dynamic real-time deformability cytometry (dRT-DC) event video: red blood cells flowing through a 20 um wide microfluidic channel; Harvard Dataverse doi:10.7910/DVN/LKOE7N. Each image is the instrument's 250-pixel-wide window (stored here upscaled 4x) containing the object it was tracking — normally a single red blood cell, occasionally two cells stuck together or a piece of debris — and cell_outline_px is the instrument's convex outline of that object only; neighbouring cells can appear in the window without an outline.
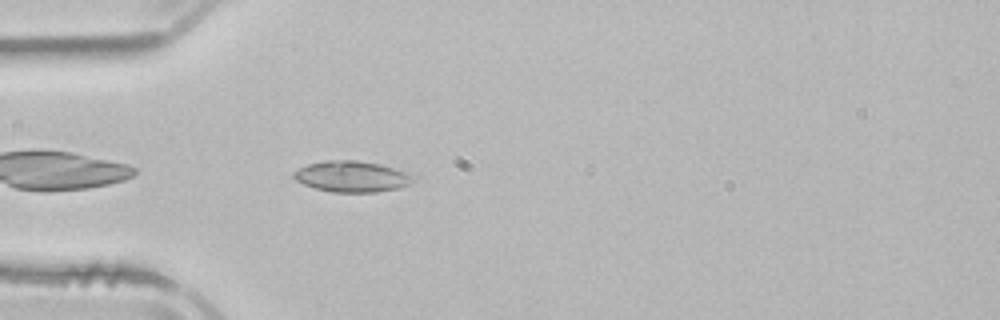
{"species": "common noctule bat (a hibernating species)", "species_latin": "Nyctalus noctula", "temperature_condition": "room temperature", "stored_images_in_passage": 4, "camera_frame_rate_fps": 3000, "um_per_image_px": 0.085, "animal": {"sex": "male", "body_mass_g": 21.5, "forearm_length_mm": 52.0}, "frame": {"image": 1, "passage_image": 4, "time_ms": 4.0, "image_size_px": [1000, 320], "cell_outline_px": [[416, 180], [408, 184], [396, 188], [376, 192], [332, 192], [316, 188], [304, 184], [296, 180], [292, 176], [292, 172], [308, 164], [324, 160], [356, 160], [380, 164], [416, 176]], "centroid_in_image_um": [29.88, 15.0], "position_along_channel_um": 55.1, "area_um2": 21.44}}